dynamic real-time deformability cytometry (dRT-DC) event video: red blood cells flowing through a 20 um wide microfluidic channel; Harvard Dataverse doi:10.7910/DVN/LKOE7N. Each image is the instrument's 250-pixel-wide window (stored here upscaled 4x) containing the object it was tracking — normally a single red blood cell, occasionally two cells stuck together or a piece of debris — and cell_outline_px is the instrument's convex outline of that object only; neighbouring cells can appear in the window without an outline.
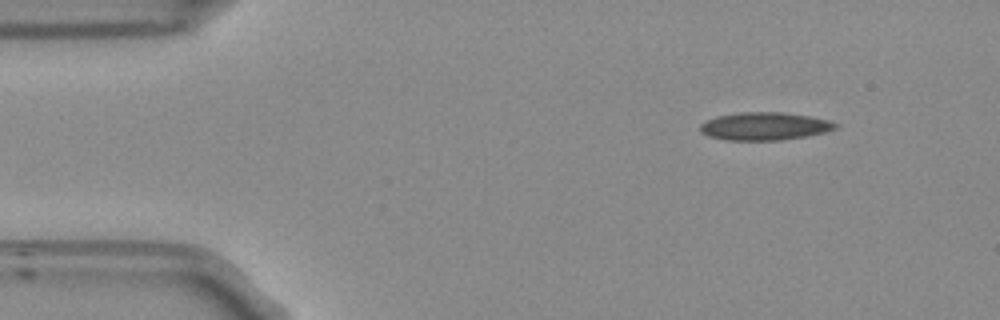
{"species": "Egyptian fruit bat (a non-hibernating species)", "species_latin": "Rousettus aegyptiacus", "temperature_condition": "room temperature", "stored_images_in_passage": 11, "camera_frame_rate_fps": 3000, "um_per_image_px": 0.085, "frame": {"image": 1, "passage_image": 1, "time_ms": 0.0, "image_size_px": [1000, 320], "cell_outline_px": [[840, 124], [836, 128], [824, 132], [808, 136], [784, 140], [724, 140], [708, 136], [700, 132], [700, 124], [716, 116], [740, 112], [784, 112], [808, 116], [828, 120]], "centroid_in_image_um": [64.98, 10.73], "position_along_channel_um": 20.0, "area_um2": 22.08}}